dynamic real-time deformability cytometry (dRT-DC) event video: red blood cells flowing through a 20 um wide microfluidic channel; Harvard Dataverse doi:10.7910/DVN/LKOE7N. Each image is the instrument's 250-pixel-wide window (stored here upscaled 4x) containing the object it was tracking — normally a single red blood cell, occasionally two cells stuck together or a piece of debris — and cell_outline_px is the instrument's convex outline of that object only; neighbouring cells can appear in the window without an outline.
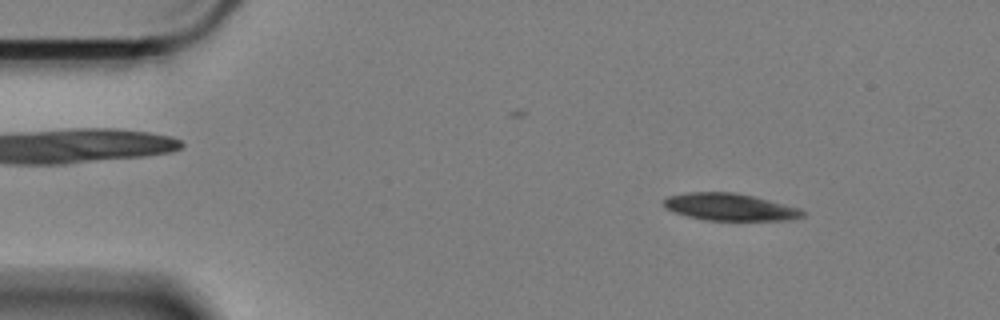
{"species": "Egyptian fruit bat (a non-hibernating species)", "species_latin": "Rousettus aegyptiacus", "temperature_condition": "cold", "stored_images_in_passage": 58, "camera_frame_rate_fps": 3000, "um_per_image_px": 0.085, "animal": {"sex": "female"}, "frame": {"image": 1, "passage_image": 7, "time_ms": 2.0, "image_size_px": [1000, 320], "cell_outline_px": [[808, 212], [804, 216], [788, 220], [704, 220], [688, 216], [664, 208], [664, 200], [668, 196], [688, 192], [732, 192], [752, 196], [800, 208]], "centroid_in_image_um": [62.05, 17.6], "position_along_channel_um": 22.9, "area_um2": 21.85}}
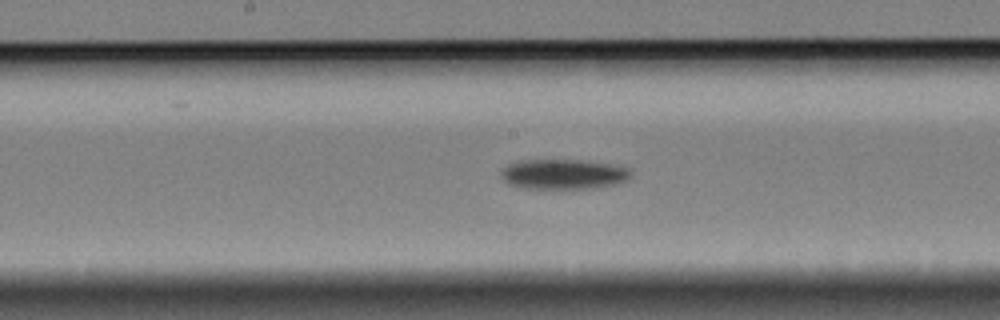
{"frame": {"image": 2, "passage_image": 29, "time_ms": 9.333, "image_size_px": [1000, 320], "cell_outline_px": [[632, 176], [628, 180], [616, 184], [592, 188], [524, 188], [508, 184], [500, 176], [500, 168], [516, 160], [588, 160], [620, 164], [632, 168]], "centroid_in_image_um": [47.95, 14.78], "position_along_channel_um": 200.3, "area_um2": 23.41}}
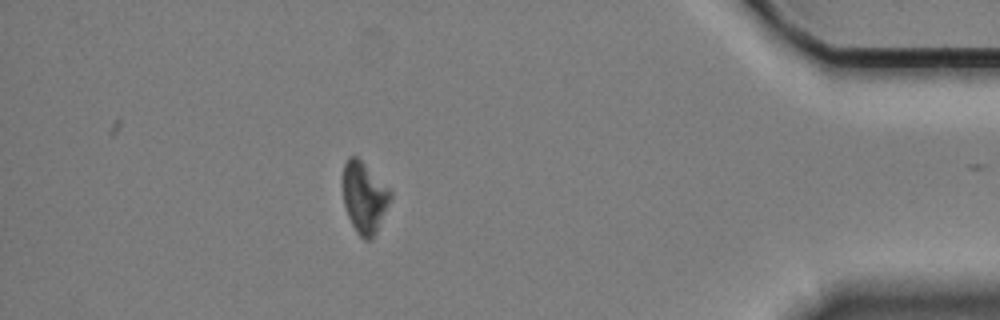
{"frame": {"image": 3, "passage_image": 51, "time_ms": 16.667, "image_size_px": [1000, 320], "cell_outline_px": [[392, 196], [376, 232], [372, 240], [364, 240], [356, 232], [348, 216], [344, 204], [344, 164], [348, 156], [356, 156], [392, 192]], "centroid_in_image_um": [30.96, 16.81], "position_along_channel_um": 404.2, "area_um2": 19.19}, "authors_computed_cell_mechanics": {"area_um2": 21.8773, "velocity_mm_per_s": 3.3755, "shape_relaxation_time_tau1_ms": 2.8727, "shape_relaxation_time_tau2_ms": null, "deformation_change_tau1": 0.0815, "deformation_change_tau2": null}}